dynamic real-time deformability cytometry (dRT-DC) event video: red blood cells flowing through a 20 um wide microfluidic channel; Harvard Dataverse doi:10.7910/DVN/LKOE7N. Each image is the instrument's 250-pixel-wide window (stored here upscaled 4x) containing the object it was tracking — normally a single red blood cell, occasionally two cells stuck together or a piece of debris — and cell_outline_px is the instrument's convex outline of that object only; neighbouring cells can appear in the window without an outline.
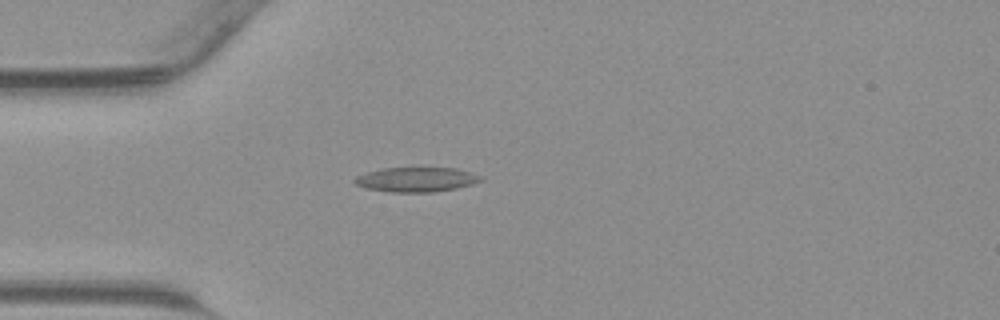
{"species": "common noctule bat (a hibernating species)", "species_latin": "Nyctalus noctula", "temperature_condition": "warm", "stored_images_in_passage": 44, "camera_frame_rate_fps": 3000, "um_per_image_px": 0.085, "animal": {"sex": "male", "body_mass_g": 23.1, "forearm_length_mm": 52.7}, "frame": {"image": 1, "passage_image": 12, "time_ms": 3.667, "image_size_px": [1000, 320], "cell_outline_px": [[484, 180], [472, 184], [456, 188], [436, 192], [388, 192], [364, 188], [356, 184], [352, 180], [356, 176], [368, 172], [384, 168], [456, 168], [472, 172], [484, 176]], "centroid_in_image_um": [35.42, 15.26], "position_along_channel_um": 49.6, "area_um2": 18.26}}
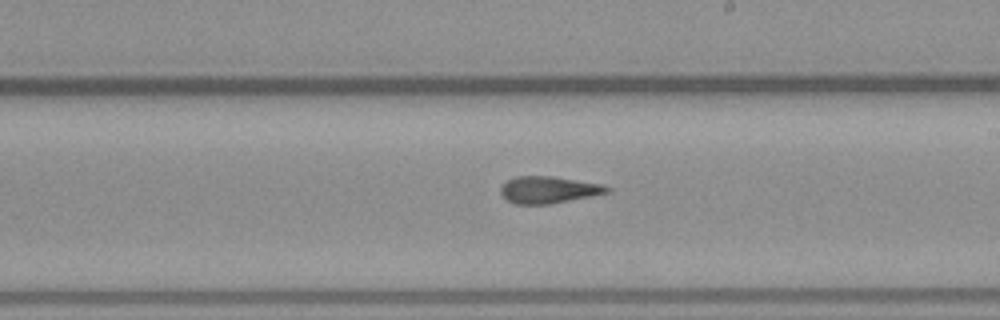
{"frame": {"image": 2, "passage_image": 25, "time_ms": 8.0, "image_size_px": [1000, 320], "cell_outline_px": [[612, 192], [592, 196], [548, 204], [512, 204], [500, 192], [500, 188], [508, 180], [516, 176], [552, 176], [604, 184], [612, 188]], "centroid_in_image_um": [46.68, 16.13], "position_along_channel_um": 242.3, "area_um2": 16.76}}
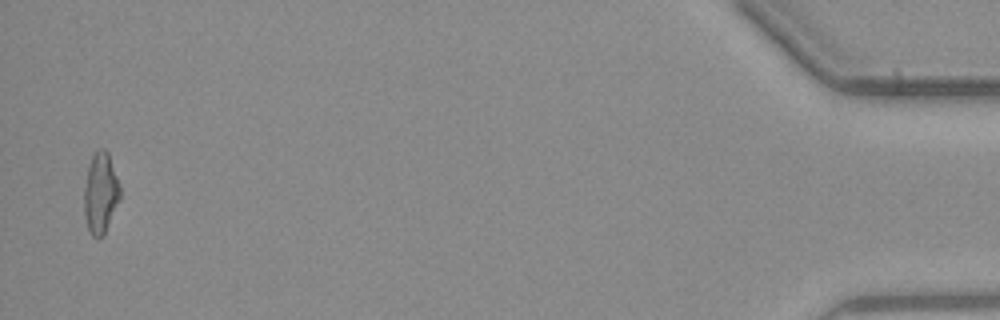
{"frame": {"image": 3, "passage_image": 43, "time_ms": 14.0, "image_size_px": [1000, 320], "cell_outline_px": [[120, 200], [104, 236], [92, 236], [88, 228], [84, 216], [84, 188], [88, 164], [96, 148], [104, 148], [108, 152], [120, 184]], "centroid_in_image_um": [8.55, 16.38], "position_along_channel_um": 426.6, "area_um2": 17.22}}